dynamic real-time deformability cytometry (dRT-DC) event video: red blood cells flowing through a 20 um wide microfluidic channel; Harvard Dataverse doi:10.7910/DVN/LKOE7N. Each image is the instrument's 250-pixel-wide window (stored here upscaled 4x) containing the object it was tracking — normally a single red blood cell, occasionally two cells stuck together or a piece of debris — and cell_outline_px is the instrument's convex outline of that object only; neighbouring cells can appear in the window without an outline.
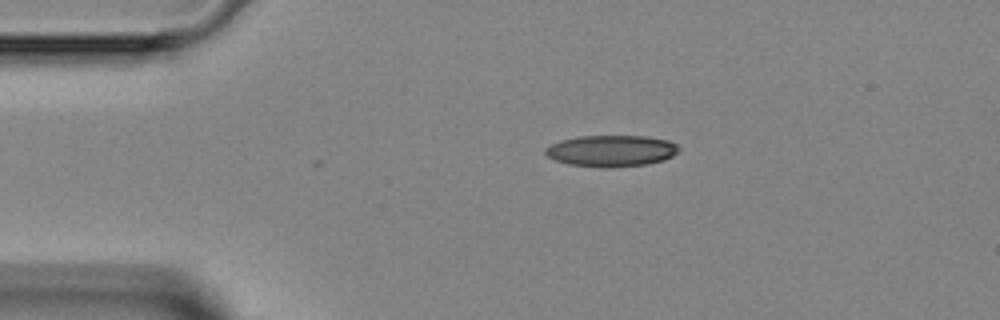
{"species": "Egyptian fruit bat (a non-hibernating species)", "species_latin": "Rousettus aegyptiacus", "temperature_condition": "room temperature", "stored_images_in_passage": 4, "segment_of_instrument_passage": [1, 2], "camera_frame_rate_fps": 3000, "um_per_image_px": 0.085, "animal": {"sex": "female"}, "frame": {"image": 1, "passage_image": 1, "time_ms": 0.0, "image_size_px": [1000, 320], "cell_outline_px": [[680, 148], [672, 156], [664, 160], [648, 164], [568, 164], [556, 160], [548, 156], [544, 152], [544, 148], [560, 140], [580, 136], [644, 136], [668, 140], [676, 144]], "centroid_in_image_um": [51.97, 12.76], "position_along_channel_um": 33.0, "area_um2": 23.24}}